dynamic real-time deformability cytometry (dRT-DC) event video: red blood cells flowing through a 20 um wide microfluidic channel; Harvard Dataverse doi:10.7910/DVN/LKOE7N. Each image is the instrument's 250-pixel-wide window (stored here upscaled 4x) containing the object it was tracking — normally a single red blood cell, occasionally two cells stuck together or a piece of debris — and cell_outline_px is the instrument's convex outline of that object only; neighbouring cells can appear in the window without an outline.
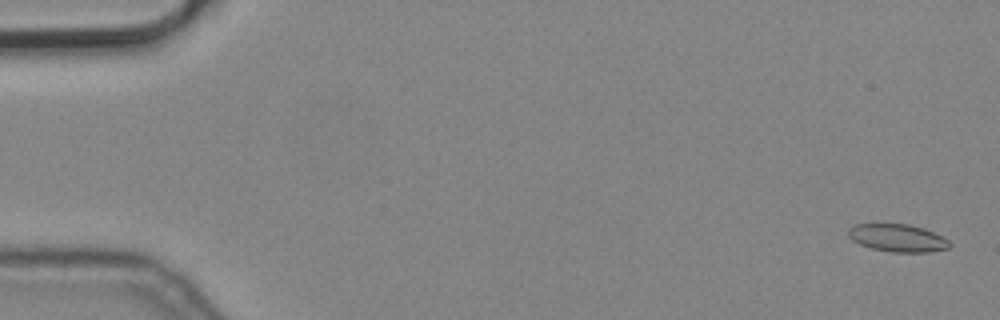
{"species": "common noctule bat (a hibernating species)", "species_latin": "Nyctalus noctula", "temperature_condition": "cold", "stored_images_in_passage": 6, "camera_frame_rate_fps": 3000, "um_per_image_px": 0.085, "animal": {"sex": "male", "body_mass_g": 19.2, "forearm_length_mm": 51.8}, "frame": {"image": 1, "passage_image": 1, "time_ms": 0.0, "image_size_px": [1000, 320], "cell_outline_px": [[952, 244], [948, 248], [928, 252], [892, 252], [872, 248], [860, 244], [852, 240], [848, 236], [848, 228], [856, 224], [908, 224], [924, 228], [948, 240]], "centroid_in_image_um": [76.28, 20.22], "position_along_channel_um": 8.7, "area_um2": 16.18}}
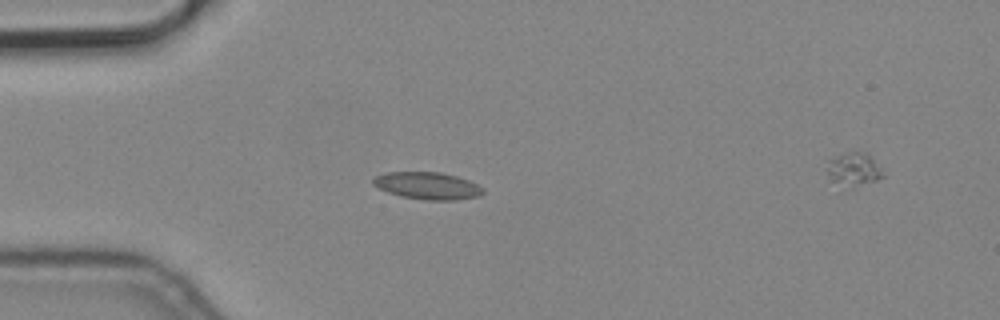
{"frame": {"image": 2, "passage_image": 5, "time_ms": 1.333, "image_size_px": [1000, 320], "cell_outline_px": [[484, 192], [480, 196], [456, 200], [424, 200], [400, 196], [388, 192], [372, 184], [372, 180], [376, 176], [388, 172], [440, 172], [456, 176], [468, 180], [484, 188]], "centroid_in_image_um": [36.35, 15.79], "position_along_channel_um": 48.6, "area_um2": 17.4}}